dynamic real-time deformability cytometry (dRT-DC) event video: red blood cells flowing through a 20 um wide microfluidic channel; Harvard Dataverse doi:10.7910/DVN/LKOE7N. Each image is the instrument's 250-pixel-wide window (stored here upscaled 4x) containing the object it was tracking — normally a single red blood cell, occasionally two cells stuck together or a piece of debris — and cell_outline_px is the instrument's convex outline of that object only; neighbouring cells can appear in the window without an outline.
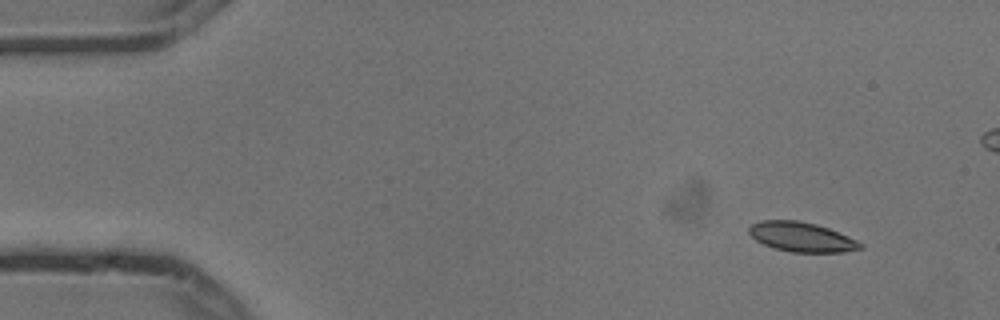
{"species": "common noctule bat (a hibernating species)", "species_latin": "Nyctalus noctula", "temperature_condition": "cold", "stored_images_in_passage": 5, "camera_frame_rate_fps": 3000, "um_per_image_px": 0.085, "animal": {"sex": "male", "body_mass_g": 13.3}, "frame": {"image": 1, "passage_image": 1, "time_ms": 0.0, "image_size_px": [1000, 320], "cell_outline_px": [[864, 248], [844, 252], [792, 252], [776, 248], [764, 244], [756, 240], [748, 232], [748, 228], [752, 224], [760, 220], [800, 220], [816, 224], [828, 228], [848, 236], [864, 244]], "centroid_in_image_um": [68.15, 20.13], "position_along_channel_um": 16.9, "area_um2": 19.19}}
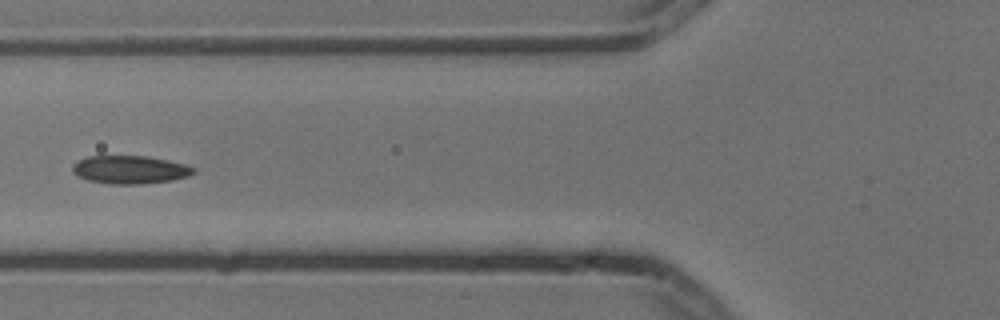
{"frame": {"image": 2, "passage_image": 5, "time_ms": 1.333, "image_size_px": [1000, 320], "cell_outline_px": [[196, 172], [188, 176], [172, 180], [140, 184], [112, 184], [88, 180], [76, 176], [72, 172], [72, 164], [76, 160], [88, 156], [148, 156], [168, 160], [184, 164], [196, 168]], "centroid_in_image_um": [11.02, 14.42], "position_along_channel_um": 114.8, "area_um2": 20.0}}